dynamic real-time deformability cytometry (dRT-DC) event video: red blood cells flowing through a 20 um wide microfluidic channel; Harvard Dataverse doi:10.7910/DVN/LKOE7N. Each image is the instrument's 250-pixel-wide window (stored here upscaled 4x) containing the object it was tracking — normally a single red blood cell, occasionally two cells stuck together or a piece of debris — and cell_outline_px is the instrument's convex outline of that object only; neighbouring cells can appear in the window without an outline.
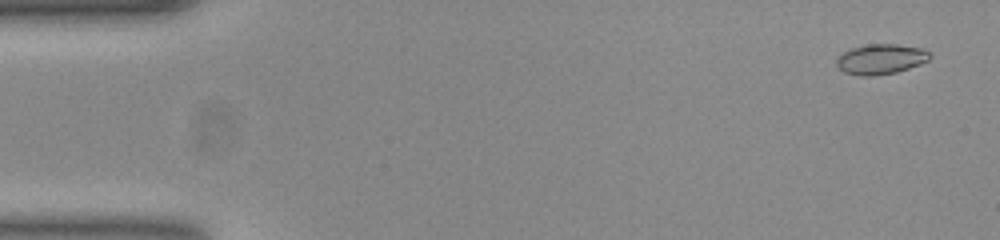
{"species": "common noctule bat (a hibernating species)", "species_latin": "Nyctalus noctula", "temperature_condition": "room temperature", "stored_images_in_passage": 53, "camera_frame_rate_fps": 3000, "um_per_image_px": 0.085, "animal": {"sex": "female", "body_mass_g": 23.0, "forearm_length_mm": 53.4}, "frame": {"image": 1, "passage_image": 3, "time_ms": 0.667, "image_size_px": [1000, 240], "cell_outline_px": [[932, 56], [928, 60], [920, 64], [896, 72], [872, 76], [860, 76], [844, 72], [836, 64], [836, 60], [844, 52], [852, 48], [868, 44], [896, 44], [924, 48]], "centroid_in_image_um": [74.89, 5.02], "position_along_channel_um": 10.1, "area_um2": 16.3}}
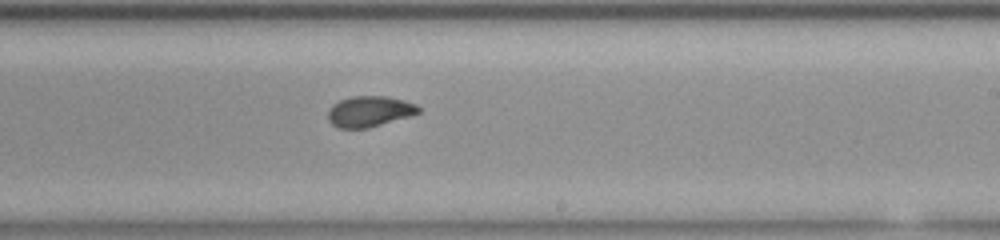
{"frame": {"image": 2, "passage_image": 32, "time_ms": 10.333, "image_size_px": [1000, 240], "cell_outline_px": [[420, 112], [408, 116], [368, 128], [340, 128], [332, 124], [328, 120], [328, 108], [332, 104], [340, 100], [352, 96], [388, 96], [404, 100], [416, 104], [420, 108]], "centroid_in_image_um": [31.38, 9.46], "position_along_channel_um": 257.6, "area_um2": 16.18}}
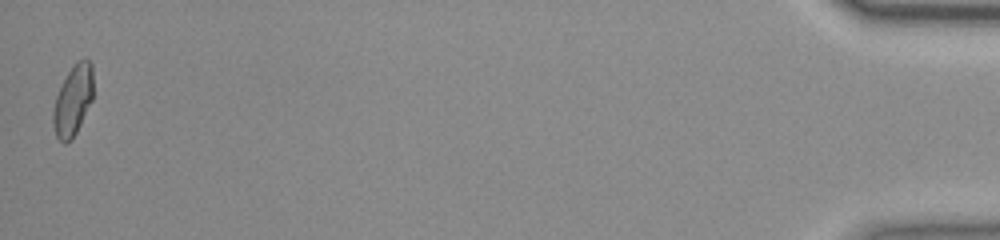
{"frame": {"image": 3, "passage_image": 53, "time_ms": 17.333, "image_size_px": [1000, 240], "cell_outline_px": [[92, 100], [72, 140], [64, 144], [56, 136], [52, 124], [52, 112], [56, 96], [68, 72], [76, 60], [84, 56], [92, 64]], "centroid_in_image_um": [6.19, 8.52], "position_along_channel_um": 429.0, "area_um2": 16.47}, "authors_computed_cell_mechanics": {"area_um2": 16.473, "velocity_mm_per_s": 3.8631, "shape_relaxation_time_tau1_ms": null, "shape_relaxation_time_tau2_ms": 1.2459, "deformation_change_tau1": null, "deformation_change_tau2": 0.0345}}